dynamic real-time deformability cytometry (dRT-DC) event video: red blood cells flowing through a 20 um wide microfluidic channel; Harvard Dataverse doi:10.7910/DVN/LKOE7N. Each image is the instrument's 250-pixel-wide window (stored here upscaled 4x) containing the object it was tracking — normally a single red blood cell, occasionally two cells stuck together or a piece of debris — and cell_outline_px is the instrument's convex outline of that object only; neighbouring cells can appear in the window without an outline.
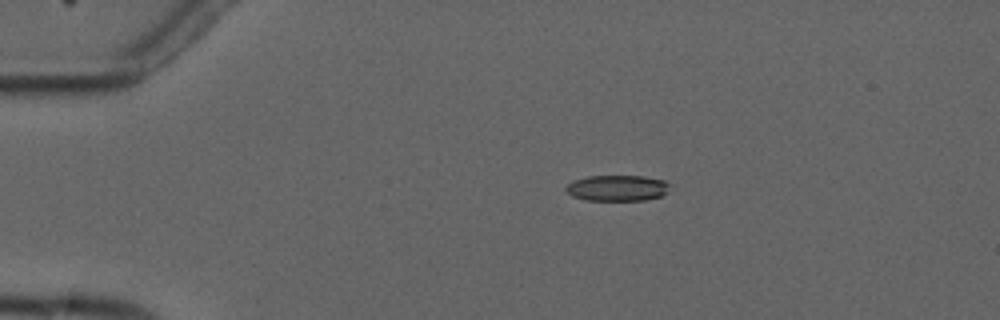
{"species": "common noctule bat (a hibernating species)", "species_latin": "Nyctalus noctula", "temperature_condition": "cold", "stored_images_in_passage": 3, "camera_frame_rate_fps": 3000, "um_per_image_px": 0.085, "animal": {"sex": "male", "forearm_length_mm": 52.5}, "frame": {"image": 1, "passage_image": 2, "time_ms": 1.333, "image_size_px": [1000, 320], "cell_outline_px": [[668, 184], [664, 192], [660, 196], [644, 200], [584, 200], [572, 196], [564, 188], [568, 184], [576, 180], [588, 176], [644, 176], [664, 180]], "centroid_in_image_um": [52.42, 15.98], "position_along_channel_um": 32.6, "area_um2": 15.37}}